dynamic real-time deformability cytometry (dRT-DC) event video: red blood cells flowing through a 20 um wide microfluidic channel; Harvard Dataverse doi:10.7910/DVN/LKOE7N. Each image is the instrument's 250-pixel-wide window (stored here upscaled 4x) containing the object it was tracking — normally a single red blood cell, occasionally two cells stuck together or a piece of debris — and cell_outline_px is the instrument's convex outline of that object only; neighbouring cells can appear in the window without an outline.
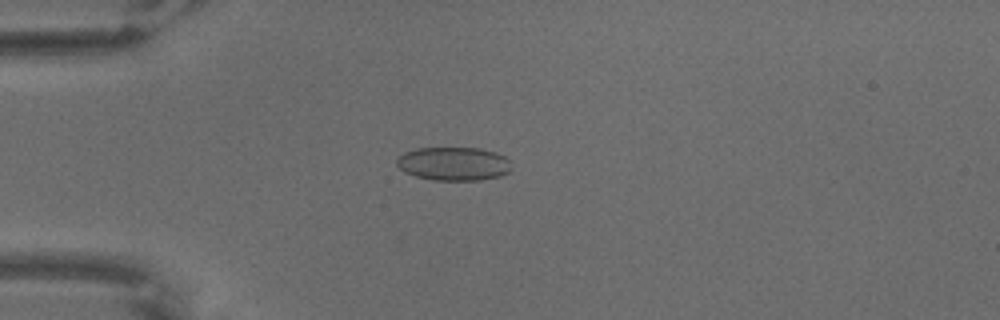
{"species": "common noctule bat (a hibernating species)", "species_latin": "Nyctalus noctula", "temperature_condition": "warm", "stored_images_in_passage": 57, "camera_frame_rate_fps": 3000, "um_per_image_px": 0.085, "animal": {"sex": "male", "body_mass_g": 18.8}, "frame": {"image": 1, "passage_image": 16, "time_ms": 5.0, "image_size_px": [1000, 320], "cell_outline_px": [[512, 168], [508, 172], [500, 176], [480, 180], [432, 180], [416, 176], [404, 172], [396, 164], [396, 160], [404, 152], [416, 148], [480, 148], [496, 152], [504, 156], [508, 160]], "centroid_in_image_um": [38.56, 13.92], "position_along_channel_um": 46.4, "area_um2": 22.48}}
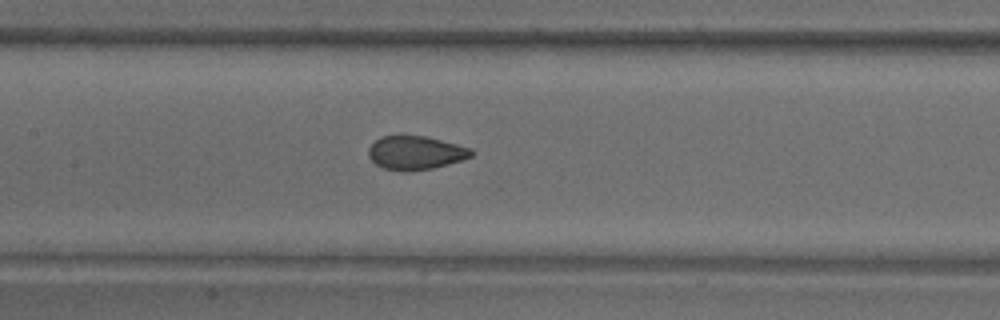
{"frame": {"image": 2, "passage_image": 30, "time_ms": 9.667, "image_size_px": [1000, 320], "cell_outline_px": [[476, 152], [472, 156], [464, 160], [432, 168], [412, 172], [400, 172], [384, 168], [376, 164], [368, 156], [368, 148], [380, 136], [424, 136], [472, 148]], "centroid_in_image_um": [35.34, 13.01], "position_along_channel_um": 172.1, "area_um2": 20.35}}
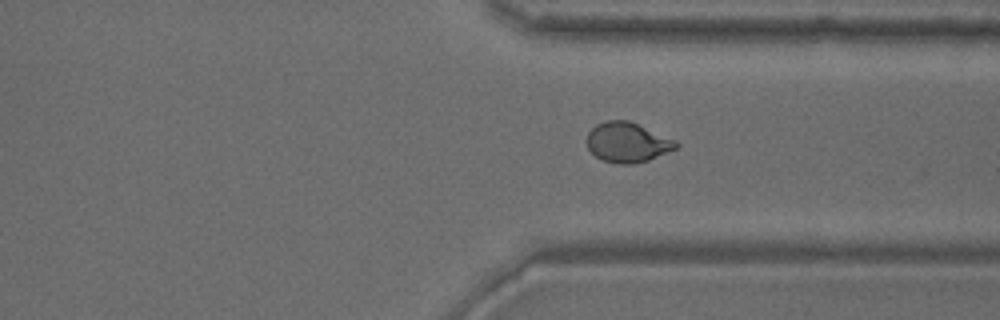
{"frame": {"image": 3, "passage_image": 48, "time_ms": 15.667, "image_size_px": [1000, 320], "cell_outline_px": [[680, 144], [676, 148], [648, 160], [632, 164], [620, 164], [604, 160], [596, 156], [588, 148], [584, 140], [588, 132], [596, 124], [604, 120], [628, 120], [676, 140]], "centroid_in_image_um": [53.29, 12.08], "position_along_channel_um": 358.1, "area_um2": 20.75}}